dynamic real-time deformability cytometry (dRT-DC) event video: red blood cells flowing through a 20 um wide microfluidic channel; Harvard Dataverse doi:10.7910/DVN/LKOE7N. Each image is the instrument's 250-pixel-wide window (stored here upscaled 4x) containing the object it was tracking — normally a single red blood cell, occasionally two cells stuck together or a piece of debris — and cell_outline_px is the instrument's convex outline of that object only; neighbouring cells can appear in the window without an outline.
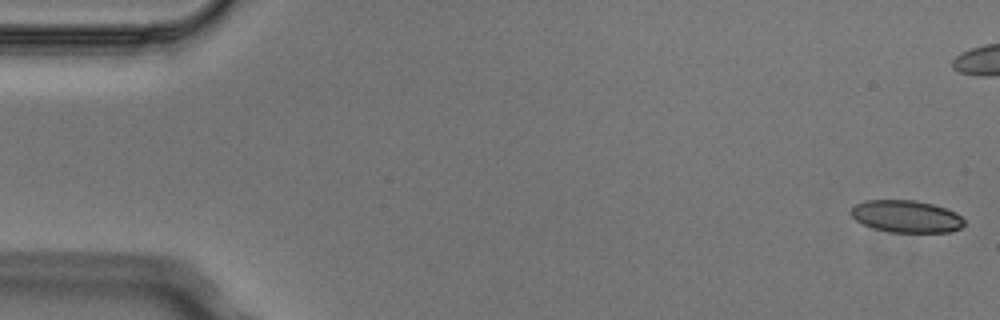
{"species": "Egyptian fruit bat (a non-hibernating species)", "species_latin": "Rousettus aegyptiacus", "temperature_condition": "cold", "stored_images_in_passage": 5, "camera_frame_rate_fps": 3000, "um_per_image_px": 0.085, "animal": {"sex": "male"}, "frame": {"image": 1, "passage_image": 1, "time_ms": 0.0, "image_size_px": [1000, 320], "cell_outline_px": [[964, 224], [960, 228], [948, 232], [888, 232], [872, 228], [856, 220], [848, 212], [856, 204], [864, 200], [916, 200], [932, 204], [956, 212], [964, 220]], "centroid_in_image_um": [77.01, 18.39], "position_along_channel_um": 8.0, "area_um2": 21.27}}